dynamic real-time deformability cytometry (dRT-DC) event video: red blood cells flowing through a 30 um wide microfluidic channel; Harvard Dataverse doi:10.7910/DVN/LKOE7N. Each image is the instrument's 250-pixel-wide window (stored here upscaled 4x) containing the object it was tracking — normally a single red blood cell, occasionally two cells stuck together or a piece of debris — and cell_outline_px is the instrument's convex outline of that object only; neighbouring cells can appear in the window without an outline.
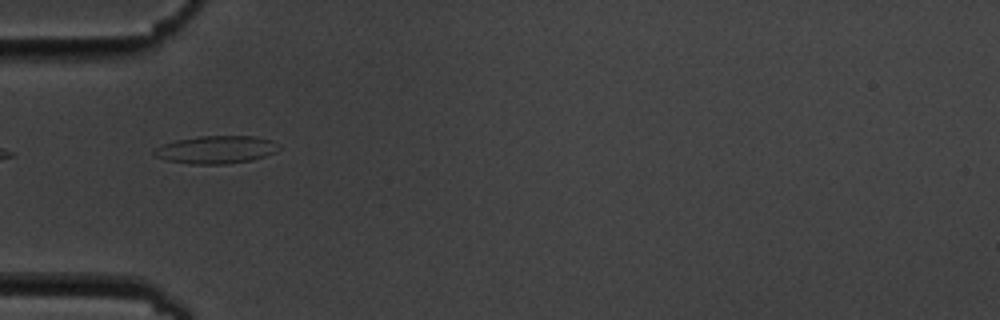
{"species": "common noctule bat (a hibernating species)", "species_latin": "Nyctalus noctula", "temperature_condition": "cold", "stored_images_in_passage": 8, "camera_frame_rate_fps": 3000, "um_per_image_px": 0.085, "animal": {"sex": "male", "body_mass_g": 19.5, "forearm_length_mm": 54.6}, "frame": {"image": 1, "passage_image": 5, "time_ms": 4.667, "image_size_px": [1000, 320], "cell_outline_px": [[280, 148], [276, 152], [252, 160], [228, 164], [192, 164], [168, 160], [152, 156], [152, 152], [156, 148], [164, 144], [176, 140], [200, 136], [256, 136], [272, 140]], "centroid_in_image_um": [18.37, 12.72], "position_along_channel_um": 66.6, "area_um2": 20.17}}
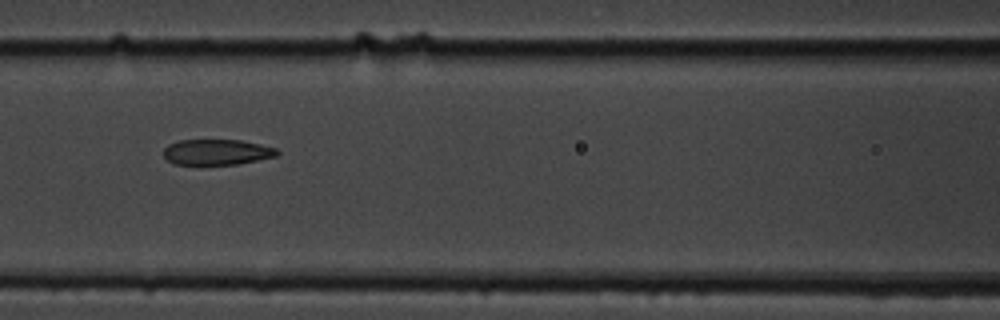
{"frame": {"image": 2, "passage_image": 7, "time_ms": 7.0, "image_size_px": [1000, 320], "cell_outline_px": [[280, 152], [276, 156], [240, 164], [172, 164], [164, 156], [164, 148], [168, 144], [180, 140], [240, 140], [260, 144], [276, 148]], "centroid_in_image_um": [18.44, 12.92], "position_along_channel_um": 148.2, "area_um2": 16.94}}
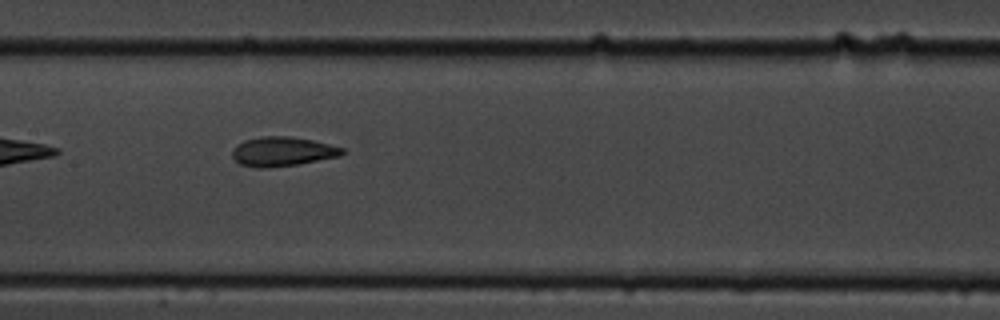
{"frame": {"image": 3, "passage_image": 8, "time_ms": 8.0, "image_size_px": [1000, 320], "cell_outline_px": [[344, 152], [340, 156], [296, 164], [268, 168], [256, 168], [240, 164], [232, 156], [232, 152], [236, 144], [244, 140], [260, 136], [292, 136], [312, 140], [344, 148]], "centroid_in_image_um": [23.97, 12.87], "position_along_channel_um": 183.4, "area_um2": 18.79}}